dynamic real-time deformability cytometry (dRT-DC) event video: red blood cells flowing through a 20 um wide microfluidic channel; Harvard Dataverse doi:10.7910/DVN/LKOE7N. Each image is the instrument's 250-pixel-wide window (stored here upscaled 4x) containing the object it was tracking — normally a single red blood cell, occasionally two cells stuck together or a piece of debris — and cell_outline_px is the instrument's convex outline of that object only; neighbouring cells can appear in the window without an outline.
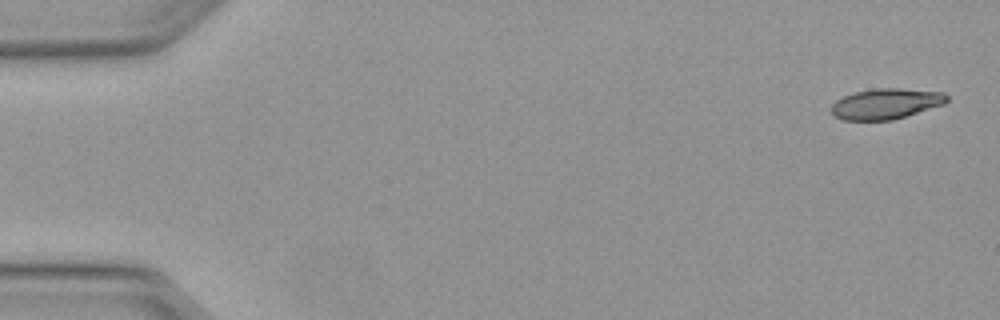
{"species": "Egyptian fruit bat (a non-hibernating species)", "species_latin": "Rousettus aegyptiacus", "temperature_condition": "warm", "stored_images_in_passage": 6, "camera_frame_rate_fps": 3000, "um_per_image_px": 0.085, "animal": {"sex": "female"}, "frame": {"image": 1, "passage_image": 1, "time_ms": 0.0, "image_size_px": [1000, 320], "cell_outline_px": [[948, 100], [944, 104], [892, 120], [844, 120], [832, 116], [832, 104], [836, 100], [844, 96], [856, 92], [876, 88], [900, 88], [944, 92], [948, 96]], "centroid_in_image_um": [75.3, 8.82], "position_along_channel_um": 9.7, "area_um2": 20.52}}
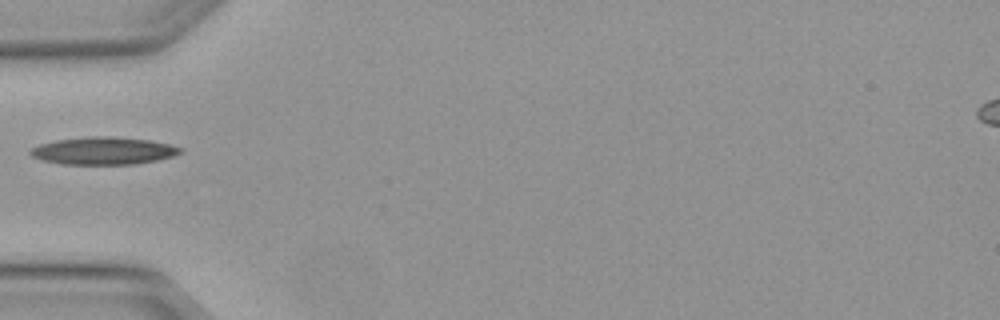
{"frame": {"image": 2, "passage_image": 5, "time_ms": 1.333, "image_size_px": [1000, 320], "cell_outline_px": [[184, 152], [172, 156], [156, 160], [136, 164], [60, 164], [40, 160], [32, 156], [28, 152], [32, 148], [40, 144], [56, 140], [92, 136], [112, 136], [152, 140], [184, 148]], "centroid_in_image_um": [8.8, 12.81], "position_along_channel_um": 76.2, "area_um2": 24.16}}
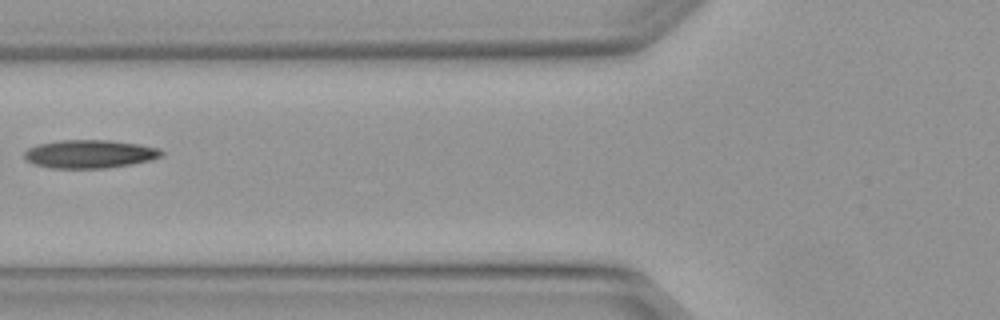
{"frame": {"image": 3, "passage_image": 6, "time_ms": 1.667, "image_size_px": [1000, 320], "cell_outline_px": [[164, 152], [160, 156], [152, 160], [132, 164], [104, 168], [52, 168], [32, 164], [24, 160], [24, 152], [28, 148], [36, 144], [60, 140], [108, 140], [140, 144], [160, 148]], "centroid_in_image_um": [7.6, 13.08], "position_along_channel_um": 118.2, "area_um2": 22.83}}